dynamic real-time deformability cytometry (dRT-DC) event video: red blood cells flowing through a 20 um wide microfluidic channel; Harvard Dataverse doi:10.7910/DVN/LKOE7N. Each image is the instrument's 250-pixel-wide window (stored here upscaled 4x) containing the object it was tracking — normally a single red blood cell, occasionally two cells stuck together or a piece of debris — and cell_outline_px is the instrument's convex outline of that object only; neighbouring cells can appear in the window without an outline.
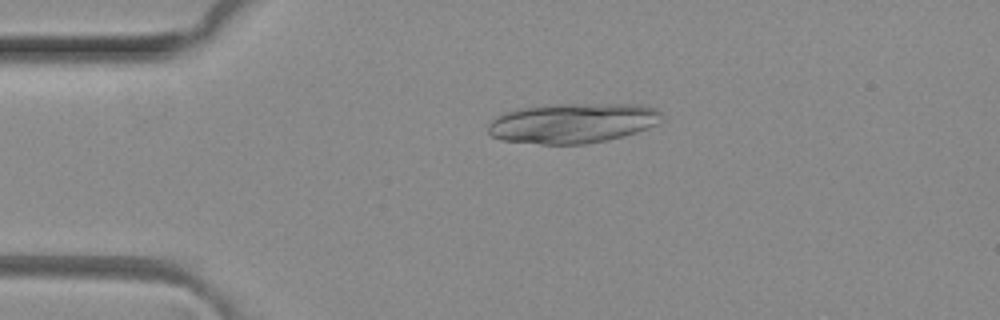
{"species": "common noctule bat (a hibernating species)", "species_latin": "Nyctalus noctula", "temperature_condition": "room temperature", "stored_images_in_passage": 4, "camera_frame_rate_fps": 3000, "um_per_image_px": 0.085, "animal": {"sex": "female", "body_mass_g": 29.2, "forearm_length_mm": 56.3}, "frame": {"image": 1, "passage_image": 3, "time_ms": 0.667, "image_size_px": [1000, 320], "cell_outline_px": [[664, 112], [660, 124], [624, 136], [608, 140], [584, 144], [540, 144], [500, 140], [492, 136], [488, 132], [488, 124], [496, 116], [504, 112], [520, 108], [552, 104], [644, 104], [656, 108]], "centroid_in_image_um": [48.72, 10.46], "position_along_channel_um": 36.3, "area_um2": 41.04}}